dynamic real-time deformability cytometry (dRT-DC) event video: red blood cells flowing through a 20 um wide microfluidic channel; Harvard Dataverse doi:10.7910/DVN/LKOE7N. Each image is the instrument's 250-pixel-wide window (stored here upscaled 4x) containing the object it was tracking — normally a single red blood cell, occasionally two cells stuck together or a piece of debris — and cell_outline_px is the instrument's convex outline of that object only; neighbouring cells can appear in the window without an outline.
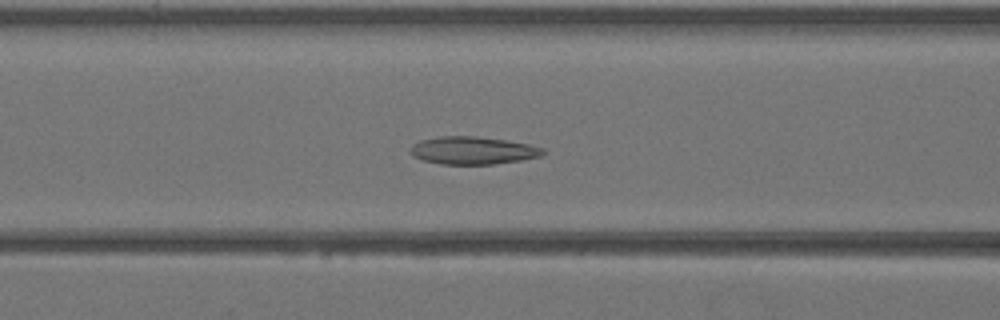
{"species": "Egyptian fruit bat (a non-hibernating species)", "species_latin": "Rousettus aegyptiacus", "temperature_condition": "warm", "stored_images_in_passage": 43, "camera_frame_rate_fps": 3000, "um_per_image_px": 0.085, "animal": {"sex": "female"}, "frame": {"image": 1, "passage_image": 18, "time_ms": 5.667, "image_size_px": [1000, 320], "cell_outline_px": [[544, 152], [540, 156], [520, 160], [492, 164], [440, 164], [424, 160], [412, 156], [408, 152], [408, 148], [412, 144], [420, 140], [440, 136], [476, 136], [504, 140], [528, 144], [544, 148]], "centroid_in_image_um": [40.12, 12.78], "position_along_channel_um": 126.5, "area_um2": 21.39}}
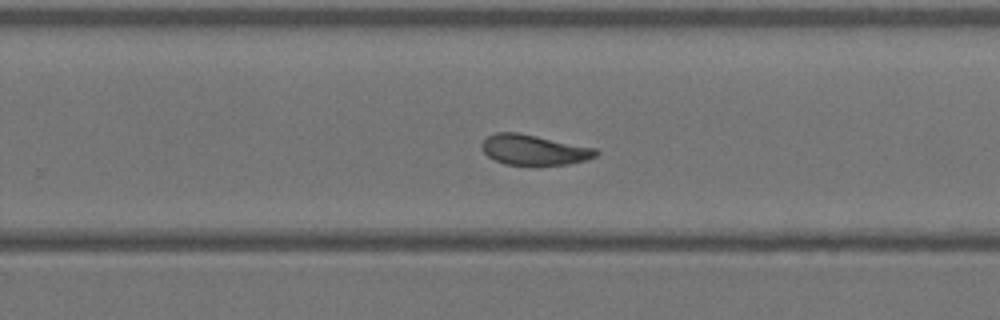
{"frame": {"image": 2, "passage_image": 28, "time_ms": 9.0, "image_size_px": [1000, 320], "cell_outline_px": [[600, 152], [596, 156], [584, 160], [568, 164], [536, 168], [532, 168], [504, 164], [488, 156], [480, 148], [480, 144], [488, 136], [496, 132], [516, 132], [596, 148]], "centroid_in_image_um": [45.37, 12.79], "position_along_channel_um": 284.4, "area_um2": 20.81}}
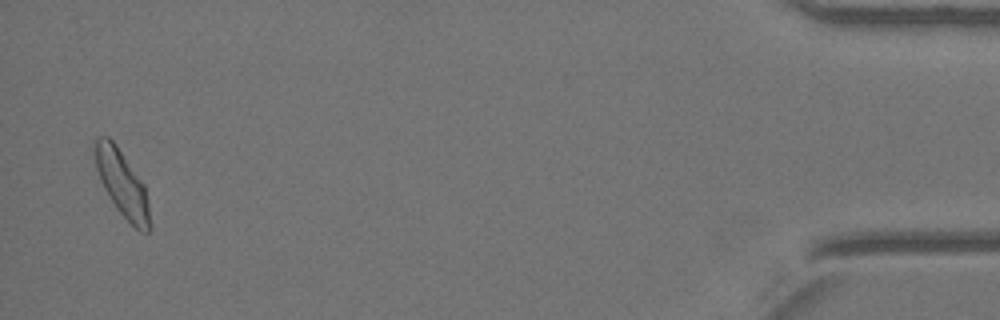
{"frame": {"image": 3, "passage_image": 42, "time_ms": 13.667, "image_size_px": [1000, 320], "cell_outline_px": [[152, 228], [148, 232], [140, 232], [116, 208], [104, 188], [100, 180], [96, 168], [92, 148], [92, 140], [96, 136], [108, 136], [116, 144], [144, 184], [148, 204]], "centroid_in_image_um": [10.34, 15.55], "position_along_channel_um": 424.9, "area_um2": 21.39}}